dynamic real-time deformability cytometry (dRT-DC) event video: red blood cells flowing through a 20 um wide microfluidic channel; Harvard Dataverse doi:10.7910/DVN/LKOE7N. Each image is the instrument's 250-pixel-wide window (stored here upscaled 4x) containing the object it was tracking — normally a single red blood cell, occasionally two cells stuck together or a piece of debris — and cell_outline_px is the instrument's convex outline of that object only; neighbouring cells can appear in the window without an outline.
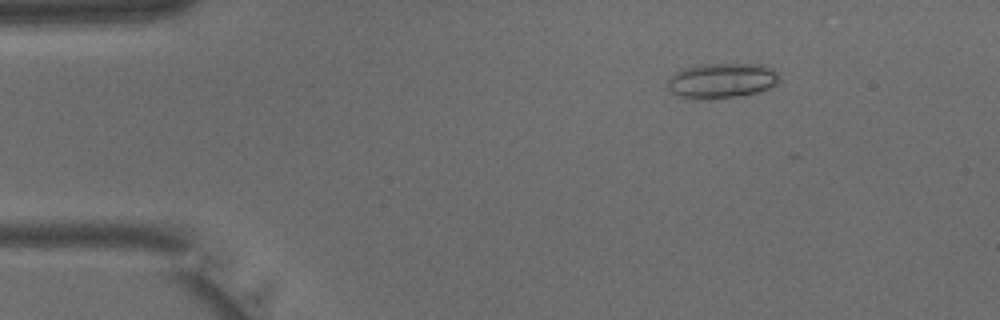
{"species": "common noctule bat (a hibernating species)", "species_latin": "Nyctalus noctula", "temperature_condition": "warm", "stored_images_in_passage": 4, "camera_frame_rate_fps": 3000, "um_per_image_px": 0.085, "animal": {"sex": "male", "body_mass_g": 15.6}, "frame": {"image": 1, "passage_image": 2, "time_ms": 0.333, "image_size_px": [1000, 320], "cell_outline_px": [[780, 80], [776, 84], [768, 88], [756, 92], [732, 96], [680, 96], [672, 92], [668, 88], [668, 80], [676, 72], [684, 68], [700, 64], [764, 64], [772, 68], [780, 76]], "centroid_in_image_um": [61.41, 6.78], "position_along_channel_um": 23.6, "area_um2": 21.91}}